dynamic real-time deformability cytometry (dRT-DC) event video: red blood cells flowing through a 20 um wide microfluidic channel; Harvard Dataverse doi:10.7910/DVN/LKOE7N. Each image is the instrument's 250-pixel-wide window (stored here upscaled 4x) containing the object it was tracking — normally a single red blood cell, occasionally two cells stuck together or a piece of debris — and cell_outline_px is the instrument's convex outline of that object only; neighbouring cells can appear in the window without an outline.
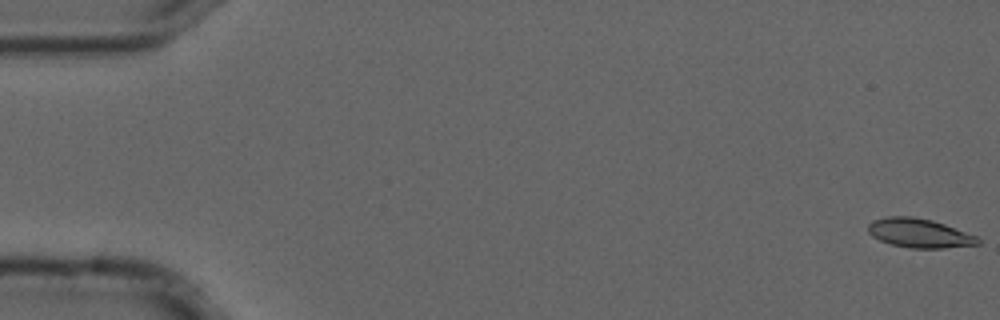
{"species": "common noctule bat (a hibernating species)", "species_latin": "Nyctalus noctula", "temperature_condition": "cold", "stored_images_in_passage": 6, "camera_frame_rate_fps": 3000, "um_per_image_px": 0.085, "animal": {"sex": "male", "forearm_length_mm": 52.5}, "frame": {"image": 1, "passage_image": 1, "time_ms": 0.0, "image_size_px": [1000, 320], "cell_outline_px": [[980, 244], [944, 248], [908, 248], [892, 244], [880, 240], [872, 236], [868, 232], [868, 224], [872, 220], [888, 216], [912, 216], [932, 220], [944, 224], [976, 236], [980, 240]], "centroid_in_image_um": [78.11, 19.81], "position_along_channel_um": 6.9, "area_um2": 18.55}}